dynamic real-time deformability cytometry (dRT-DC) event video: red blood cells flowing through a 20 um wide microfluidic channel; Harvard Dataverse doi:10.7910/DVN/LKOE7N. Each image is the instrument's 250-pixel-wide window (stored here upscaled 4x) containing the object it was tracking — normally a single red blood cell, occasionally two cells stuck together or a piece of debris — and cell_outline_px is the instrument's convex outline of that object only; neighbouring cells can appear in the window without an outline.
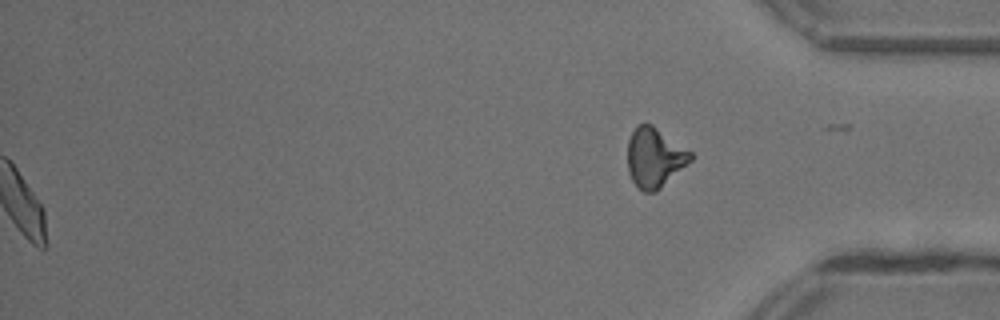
{"species": "common noctule bat (a hibernating species)", "species_latin": "Nyctalus noctula", "temperature_condition": "warm", "stored_images_in_passage": 45, "segment_of_instrument_passage": [2, 2], "camera_frame_rate_fps": 3000, "um_per_image_px": 0.085, "animal": {"sex": "female"}, "frame": {"image": 1, "passage_image": 45, "time_ms": 14.667, "image_size_px": [1000, 320], "cell_outline_px": [[692, 160], [656, 192], [644, 192], [632, 180], [628, 172], [628, 140], [632, 132], [640, 124], [652, 124], [692, 152]], "centroid_in_image_um": [55.65, 13.4], "position_along_channel_um": 379.6, "area_um2": 21.68}}